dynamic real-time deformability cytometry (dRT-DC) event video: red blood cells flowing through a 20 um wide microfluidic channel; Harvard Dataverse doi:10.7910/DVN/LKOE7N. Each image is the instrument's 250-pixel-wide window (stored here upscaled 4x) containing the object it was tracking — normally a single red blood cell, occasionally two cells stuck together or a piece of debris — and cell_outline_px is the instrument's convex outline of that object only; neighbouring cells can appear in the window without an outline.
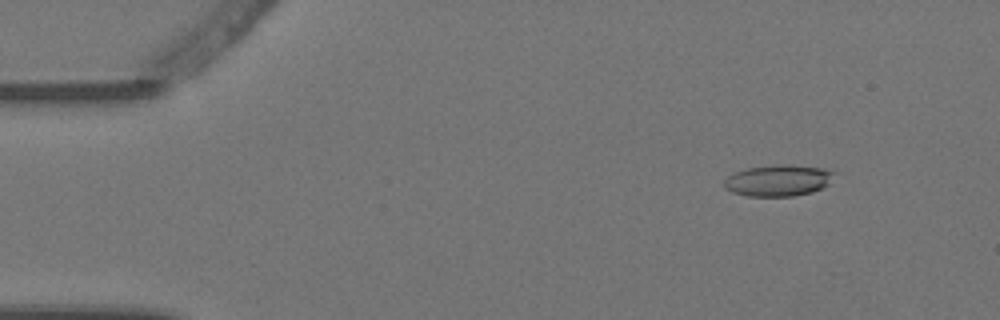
{"species": "Egyptian fruit bat (a non-hibernating species)", "species_latin": "Rousettus aegyptiacus", "temperature_condition": "warm", "stored_images_in_passage": 4, "camera_frame_rate_fps": 3000, "um_per_image_px": 0.085, "animal": {"sex": "female"}, "frame": {"image": 1, "passage_image": 1, "time_ms": 0.0, "image_size_px": [1000, 320], "cell_outline_px": [[836, 172], [828, 184], [812, 192], [792, 196], [748, 196], [732, 192], [724, 188], [724, 180], [728, 176], [736, 172], [748, 168], [780, 164], [820, 168]], "centroid_in_image_um": [66.12, 15.35], "position_along_channel_um": 18.9, "area_um2": 19.83}}